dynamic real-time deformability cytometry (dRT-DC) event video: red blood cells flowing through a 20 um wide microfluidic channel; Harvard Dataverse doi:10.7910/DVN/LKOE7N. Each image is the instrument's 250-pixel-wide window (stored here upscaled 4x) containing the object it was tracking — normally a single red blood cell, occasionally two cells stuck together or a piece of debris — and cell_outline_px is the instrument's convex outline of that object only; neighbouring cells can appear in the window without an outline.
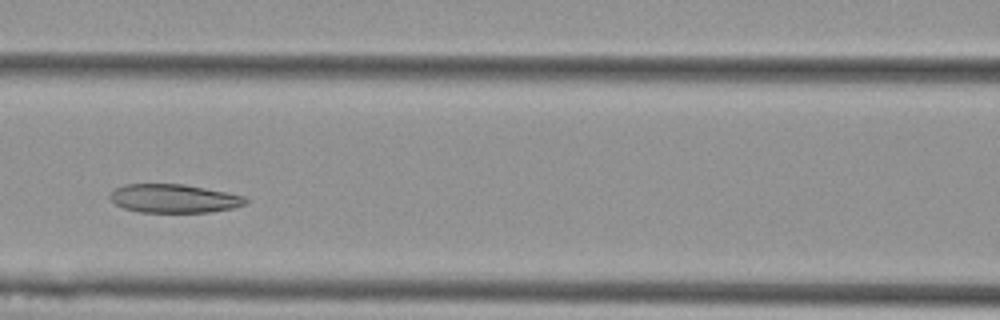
{"species": "Egyptian fruit bat (a non-hibernating species)", "species_latin": "Rousettus aegyptiacus", "temperature_condition": "cold", "stored_images_in_passage": 6, "camera_frame_rate_fps": 3000, "um_per_image_px": 0.085, "animal": {"sex": "female"}, "frame": {"image": 1, "passage_image": 4, "time_ms": 1.0, "image_size_px": [1000, 320], "cell_outline_px": [[248, 200], [244, 204], [232, 208], [212, 212], [140, 212], [124, 208], [116, 204], [108, 196], [116, 188], [124, 184], [184, 184], [228, 192], [244, 196]], "centroid_in_image_um": [14.79, 16.87], "position_along_channel_um": 151.8, "area_um2": 22.54}}
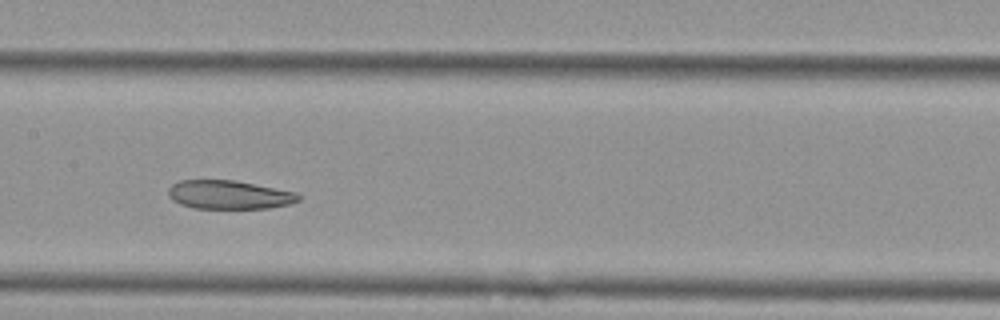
{"frame": {"image": 2, "passage_image": 5, "time_ms": 1.333, "image_size_px": [1000, 320], "cell_outline_px": [[304, 196], [300, 200], [288, 204], [272, 208], [192, 208], [180, 204], [172, 200], [168, 196], [168, 188], [172, 184], [180, 180], [236, 180], [296, 192]], "centroid_in_image_um": [19.48, 16.55], "position_along_channel_um": 187.9, "area_um2": 21.96}}
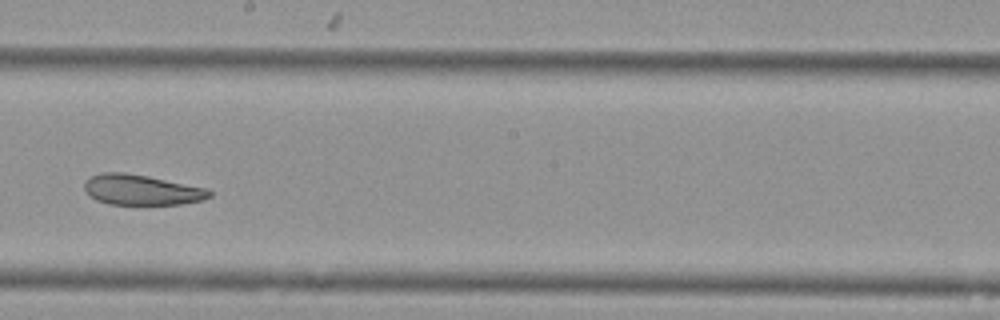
{"frame": {"image": 3, "passage_image": 6, "time_ms": 1.667, "image_size_px": [1000, 320], "cell_outline_px": [[212, 196], [204, 200], [180, 204], [108, 204], [96, 200], [88, 196], [84, 188], [84, 180], [100, 172], [124, 172], [148, 176], [208, 188], [212, 192]], "centroid_in_image_um": [12.02, 16.13], "position_along_channel_um": 236.2, "area_um2": 22.37}}